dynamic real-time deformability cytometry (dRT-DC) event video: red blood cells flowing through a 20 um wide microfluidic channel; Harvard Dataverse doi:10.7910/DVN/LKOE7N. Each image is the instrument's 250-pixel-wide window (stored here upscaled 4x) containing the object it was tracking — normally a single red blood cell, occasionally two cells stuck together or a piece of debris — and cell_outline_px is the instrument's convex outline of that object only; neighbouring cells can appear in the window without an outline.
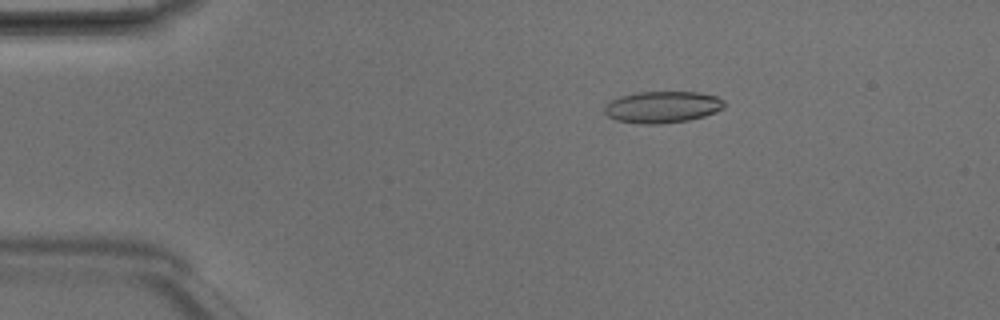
{"species": "Egyptian fruit bat (a non-hibernating species)", "species_latin": "Rousettus aegyptiacus", "temperature_condition": "room temperature", "stored_images_in_passage": 4, "camera_frame_rate_fps": 3000, "um_per_image_px": 0.085, "animal": {"sex": "male"}, "frame": {"image": 1, "passage_image": 3, "time_ms": 0.667, "image_size_px": [1000, 320], "cell_outline_px": [[724, 108], [716, 112], [704, 116], [688, 120], [660, 124], [640, 124], [616, 120], [608, 116], [604, 112], [604, 104], [620, 96], [636, 92], [700, 92], [716, 96], [724, 100]], "centroid_in_image_um": [56.3, 9.09], "position_along_channel_um": 28.7, "area_um2": 22.25}}